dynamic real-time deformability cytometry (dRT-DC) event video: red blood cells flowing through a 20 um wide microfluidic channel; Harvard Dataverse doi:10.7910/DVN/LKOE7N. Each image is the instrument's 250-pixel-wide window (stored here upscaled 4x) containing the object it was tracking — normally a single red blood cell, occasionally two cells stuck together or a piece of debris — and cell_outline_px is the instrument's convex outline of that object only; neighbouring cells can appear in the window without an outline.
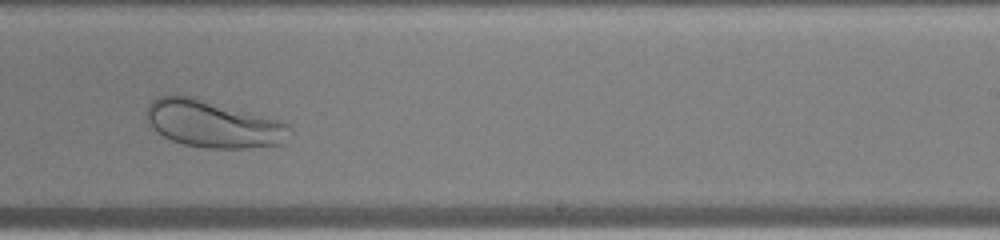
{"species": "human", "species_latin": "Homo sapiens", "temperature_condition": "warm", "stored_images_in_passage": 32, "camera_frame_rate_fps": 3000, "um_per_image_px": 0.085, "donor": {"sex": "male"}, "frame": {"image": 1, "passage_image": 23, "time_ms": 7.333, "image_size_px": [1000, 240], "cell_outline_px": [[292, 132], [284, 144], [248, 148], [204, 148], [184, 144], [172, 140], [156, 132], [148, 124], [144, 112], [148, 104], [152, 100], [160, 96], [176, 92], [180, 92], [280, 120], [288, 124], [292, 128]], "centroid_in_image_um": [18.08, 10.5], "position_along_channel_um": 270.9, "area_um2": 40.4}}